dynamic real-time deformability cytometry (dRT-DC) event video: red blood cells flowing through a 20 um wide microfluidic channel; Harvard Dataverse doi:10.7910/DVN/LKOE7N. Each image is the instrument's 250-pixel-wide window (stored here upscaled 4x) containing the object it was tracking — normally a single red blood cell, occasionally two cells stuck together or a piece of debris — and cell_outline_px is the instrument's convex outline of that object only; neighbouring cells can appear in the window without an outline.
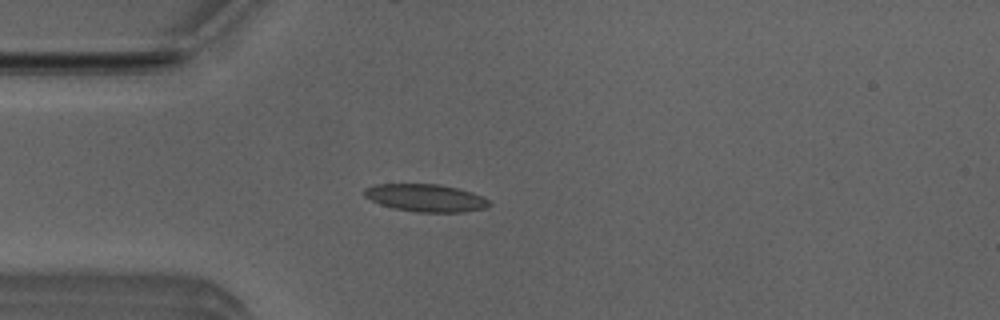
{"species": "Egyptian fruit bat (a non-hibernating species)", "species_latin": "Rousettus aegyptiacus", "temperature_condition": "room temperature", "stored_images_in_passage": 5, "camera_frame_rate_fps": 3000, "um_per_image_px": 0.085, "animal": {"sex": "male"}, "frame": {"image": 1, "passage_image": 3, "time_ms": 0.667, "image_size_px": [1000, 320], "cell_outline_px": [[492, 204], [488, 208], [464, 212], [416, 212], [392, 208], [380, 204], [364, 196], [364, 188], [372, 184], [440, 184], [472, 192], [488, 200]], "centroid_in_image_um": [36.18, 16.82], "position_along_channel_um": 48.8, "area_um2": 20.17}}